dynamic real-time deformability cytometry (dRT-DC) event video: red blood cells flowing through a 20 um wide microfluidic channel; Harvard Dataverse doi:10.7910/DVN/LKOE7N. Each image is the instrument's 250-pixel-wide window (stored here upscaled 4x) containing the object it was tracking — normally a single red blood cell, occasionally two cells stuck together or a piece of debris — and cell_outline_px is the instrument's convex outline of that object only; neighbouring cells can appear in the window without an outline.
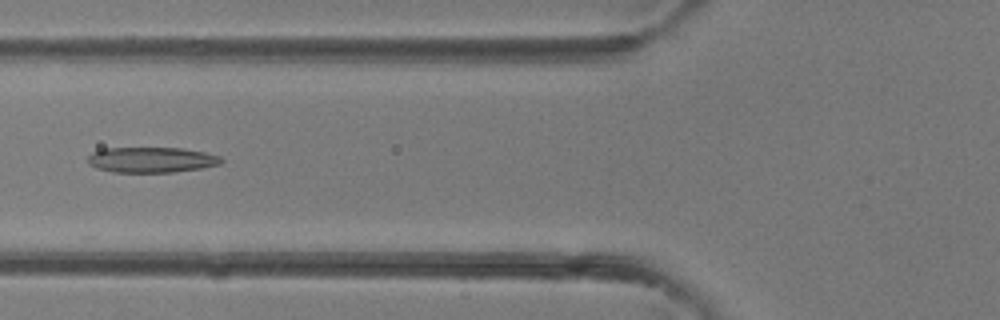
{"species": "common noctule bat (a hibernating species)", "species_latin": "Nyctalus noctula", "temperature_condition": "room temperature", "stored_images_in_passage": 39, "camera_frame_rate_fps": 3000, "um_per_image_px": 0.085, "animal": {"sex": "female"}, "frame": {"image": 1, "passage_image": 15, "time_ms": 4.667, "image_size_px": [1000, 320], "cell_outline_px": [[224, 160], [220, 164], [200, 168], [172, 172], [112, 172], [96, 168], [88, 164], [88, 156], [92, 152], [104, 148], [184, 148], [204, 152], [220, 156]], "centroid_in_image_um": [12.85, 13.58], "position_along_channel_um": 112.9, "area_um2": 19.83}}
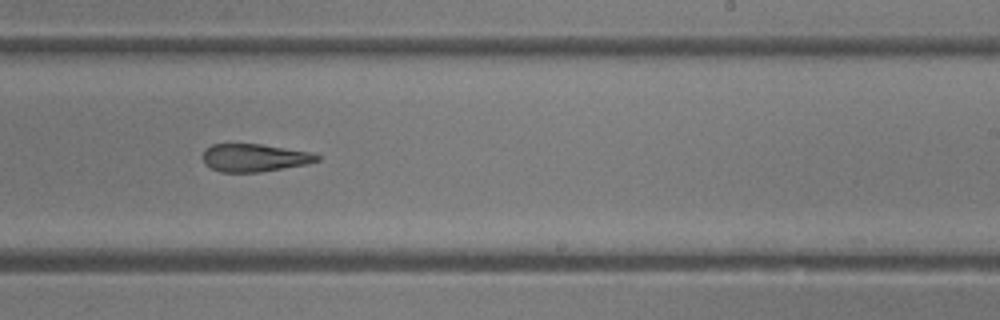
{"frame": {"image": 2, "passage_image": 24, "time_ms": 7.667, "image_size_px": [1000, 320], "cell_outline_px": [[320, 160], [308, 164], [260, 172], [220, 172], [204, 164], [204, 148], [212, 144], [260, 144], [308, 152], [320, 156]], "centroid_in_image_um": [21.61, 13.41], "position_along_channel_um": 267.4, "area_um2": 18.38}}
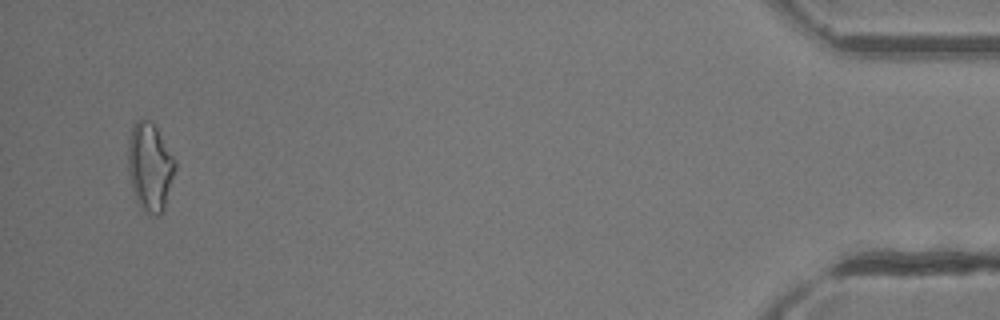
{"frame": {"image": 3, "passage_image": 38, "time_ms": 12.333, "image_size_px": [1000, 320], "cell_outline_px": [[176, 168], [164, 208], [160, 216], [156, 216], [148, 212], [136, 200], [132, 188], [128, 172], [128, 136], [132, 124], [140, 116], [152, 120], [176, 160]], "centroid_in_image_um": [12.73, 14.09], "position_along_channel_um": 422.5, "area_um2": 24.51}}